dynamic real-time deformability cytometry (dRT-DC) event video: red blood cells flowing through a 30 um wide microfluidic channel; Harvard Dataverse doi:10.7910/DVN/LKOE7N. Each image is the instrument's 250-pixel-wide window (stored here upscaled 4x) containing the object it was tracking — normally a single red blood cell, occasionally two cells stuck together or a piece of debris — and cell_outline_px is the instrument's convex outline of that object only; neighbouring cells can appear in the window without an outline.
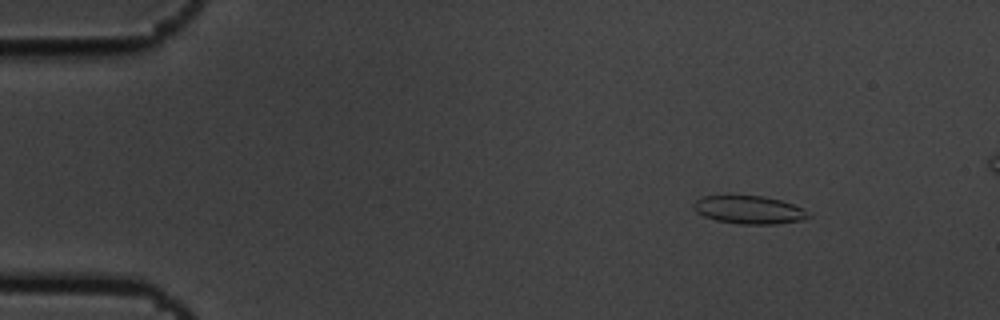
{"species": "common noctule bat (a hibernating species)", "species_latin": "Nyctalus noctula", "temperature_condition": "cold", "stored_images_in_passage": 7, "camera_frame_rate_fps": 3000, "um_per_image_px": 0.085, "animal": {"sex": "male", "body_mass_g": 19.5, "forearm_length_mm": 54.6}, "frame": {"image": 1, "passage_image": 2, "time_ms": 0.333, "image_size_px": [1000, 320], "cell_outline_px": [[812, 216], [804, 220], [776, 224], [740, 224], [716, 220], [704, 216], [696, 212], [692, 208], [692, 204], [696, 200], [704, 196], [764, 196], [780, 200], [804, 208]], "centroid_in_image_um": [63.69, 17.84], "position_along_channel_um": 21.3, "area_um2": 18.84}}
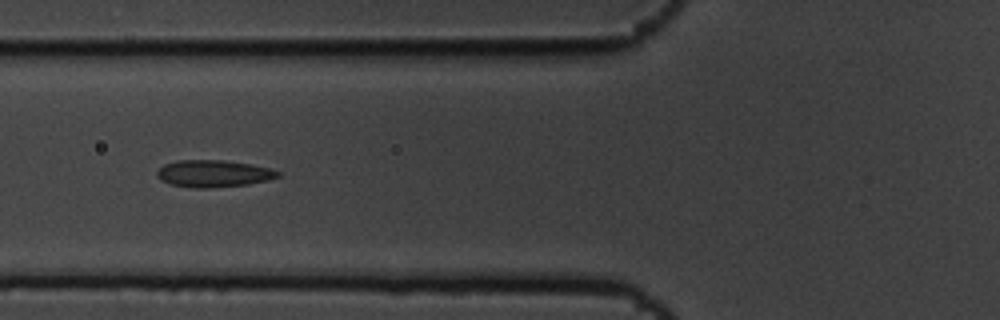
{"frame": {"image": 2, "passage_image": 6, "time_ms": 1.667, "image_size_px": [1000, 320], "cell_outline_px": [[280, 176], [268, 180], [248, 184], [212, 188], [196, 188], [168, 184], [160, 180], [156, 176], [156, 172], [164, 164], [176, 160], [224, 160], [252, 164], [272, 168], [280, 172]], "centroid_in_image_um": [18.14, 14.75], "position_along_channel_um": 107.7, "area_um2": 19.31}}
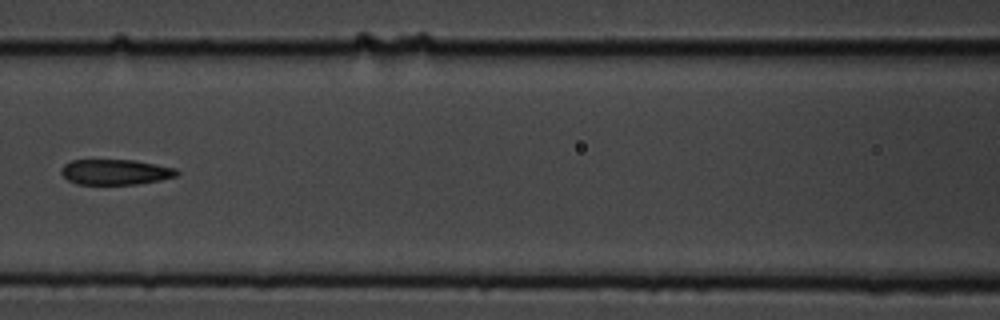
{"frame": {"image": 3, "passage_image": 7, "time_ms": 2.0, "image_size_px": [1000, 320], "cell_outline_px": [[180, 172], [176, 176], [160, 180], [136, 184], [76, 184], [68, 180], [60, 172], [60, 168], [64, 164], [72, 160], [136, 160], [176, 168]], "centroid_in_image_um": [9.81, 14.61], "position_along_channel_um": 156.8, "area_um2": 17.17}}